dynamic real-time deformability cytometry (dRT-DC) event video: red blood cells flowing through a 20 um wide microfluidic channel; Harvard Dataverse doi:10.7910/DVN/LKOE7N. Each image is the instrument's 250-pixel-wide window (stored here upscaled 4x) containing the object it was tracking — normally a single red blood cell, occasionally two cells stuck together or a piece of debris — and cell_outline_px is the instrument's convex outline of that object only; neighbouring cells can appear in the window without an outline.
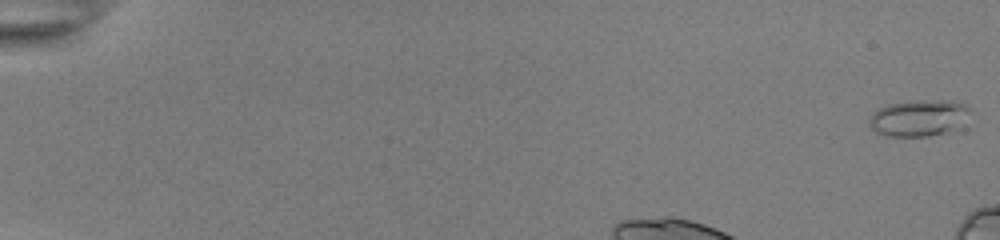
{"species": "common noctule bat (a hibernating species)", "species_latin": "Nyctalus noctula", "temperature_condition": "room temperature", "stored_images_in_passage": 39, "camera_frame_rate_fps": 3000, "um_per_image_px": 0.085, "animal": {"sex": "female", "body_mass_g": 22.0, "forearm_length_mm": 56.7}, "frame": {"image": 1, "passage_image": 1, "time_ms": 0.0, "image_size_px": [1000, 240], "cell_outline_px": [[972, 112], [956, 128], [944, 132], [928, 136], [884, 136], [876, 132], [868, 124], [868, 120], [880, 108], [888, 104], [908, 100], [948, 100], [968, 104], [972, 108]], "centroid_in_image_um": [78.12, 10.0], "position_along_channel_um": 6.9, "area_um2": 21.56}}
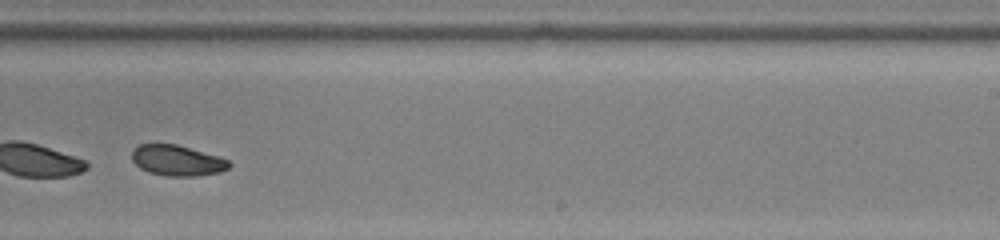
{"frame": {"image": 2, "passage_image": 28, "time_ms": 9.0, "image_size_px": [1000, 240], "cell_outline_px": [[232, 164], [228, 168], [220, 172], [196, 176], [168, 176], [148, 172], [140, 168], [132, 160], [132, 148], [140, 144], [176, 144], [220, 156], [228, 160]], "centroid_in_image_um": [15.06, 13.64], "position_along_channel_um": 273.9, "area_um2": 17.46}, "authors_computed_cell_mechanics": {"area_um2": 18.4382, "velocity_mm_per_s": 3.8902, "shape_relaxation_time_tau1_ms": 7.3569, "shape_relaxation_time_tau2_ms": null, "deformation_change_tau1": 0.1454, "deformation_change_tau2": null}}